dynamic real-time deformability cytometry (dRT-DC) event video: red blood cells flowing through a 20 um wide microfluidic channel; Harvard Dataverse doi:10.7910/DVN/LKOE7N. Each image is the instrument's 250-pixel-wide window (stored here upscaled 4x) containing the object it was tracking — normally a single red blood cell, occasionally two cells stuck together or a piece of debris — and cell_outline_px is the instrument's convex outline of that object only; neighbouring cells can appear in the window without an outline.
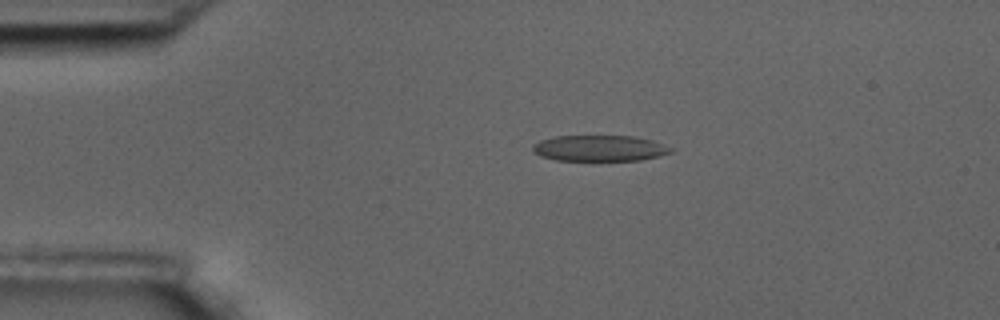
{"species": "common noctule bat (a hibernating species)", "species_latin": "Nyctalus noctula", "temperature_condition": "room temperature", "stored_images_in_passage": 10, "camera_frame_rate_fps": 3000, "um_per_image_px": 0.085, "animal": {"sex": "male", "body_mass_g": 17.5, "forearm_length_mm": 52.3}, "frame": {"image": 1, "passage_image": 4, "time_ms": 1.0, "image_size_px": [1000, 320], "cell_outline_px": [[676, 148], [672, 152], [660, 156], [640, 160], [556, 160], [540, 156], [532, 152], [532, 144], [540, 140], [556, 136], [632, 136], [652, 140]], "centroid_in_image_um": [50.97, 12.6], "position_along_channel_um": 34.0, "area_um2": 21.04}}
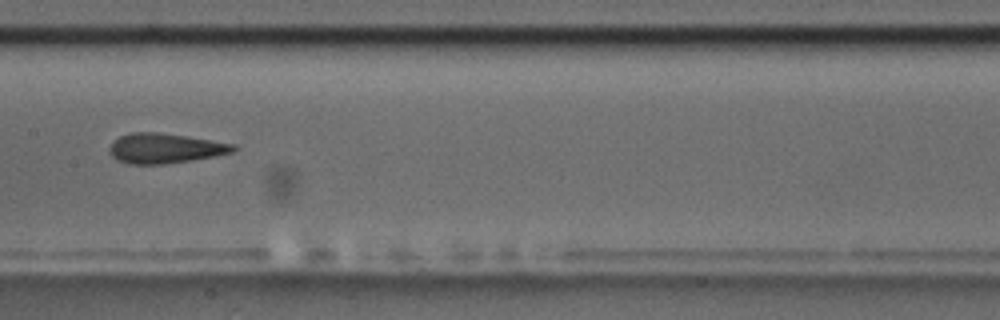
{"frame": {"image": 2, "passage_image": 9, "time_ms": 2.667, "image_size_px": [1000, 320], "cell_outline_px": [[240, 148], [236, 152], [192, 160], [164, 164], [132, 164], [116, 160], [112, 156], [108, 148], [120, 136], [128, 132], [160, 132], [236, 144]], "centroid_in_image_um": [14.07, 12.6], "position_along_channel_um": 193.3, "area_um2": 21.73}}
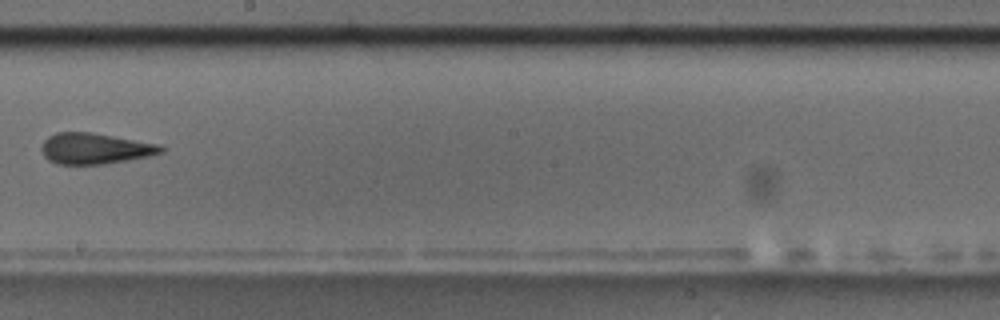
{"frame": {"image": 3, "passage_image": 10, "time_ms": 3.0, "image_size_px": [1000, 320], "cell_outline_px": [[164, 152], [148, 156], [104, 164], [56, 164], [48, 160], [44, 156], [40, 148], [44, 140], [48, 136], [56, 132], [92, 132], [160, 144], [164, 148]], "centroid_in_image_um": [8.05, 12.62], "position_along_channel_um": 240.2, "area_um2": 21.62}}